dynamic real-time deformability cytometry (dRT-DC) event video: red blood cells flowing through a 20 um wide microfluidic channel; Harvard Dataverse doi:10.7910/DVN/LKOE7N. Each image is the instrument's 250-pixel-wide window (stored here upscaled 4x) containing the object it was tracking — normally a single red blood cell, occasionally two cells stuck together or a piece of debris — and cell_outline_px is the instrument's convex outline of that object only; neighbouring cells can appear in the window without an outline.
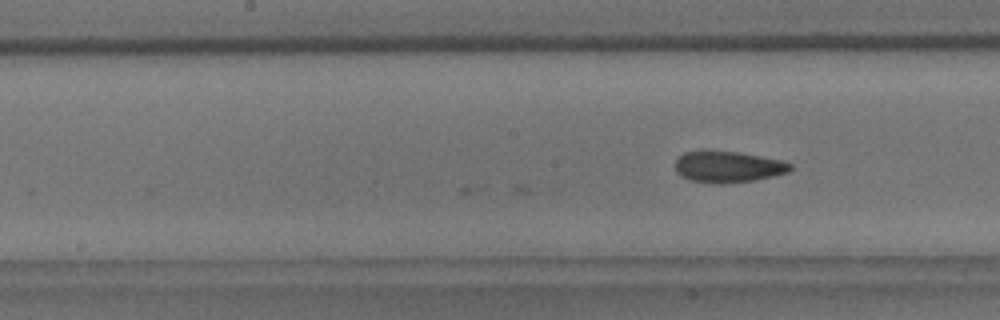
{"species": "common noctule bat (a hibernating species)", "species_latin": "Nyctalus noctula", "temperature_condition": "room temperature", "stored_images_in_passage": 20, "camera_frame_rate_fps": 3000, "um_per_image_px": 0.085, "animal": {"sex": "male", "body_mass_g": 18.8}, "frame": {"image": 1, "passage_image": 20, "time_ms": 6.333, "image_size_px": [1000, 320], "cell_outline_px": [[792, 168], [788, 172], [756, 180], [724, 184], [712, 184], [688, 180], [680, 176], [676, 172], [676, 156], [684, 152], [704, 148], [736, 152], [780, 160], [792, 164]], "centroid_in_image_um": [61.78, 14.16], "position_along_channel_um": 186.4, "area_um2": 21.62}}